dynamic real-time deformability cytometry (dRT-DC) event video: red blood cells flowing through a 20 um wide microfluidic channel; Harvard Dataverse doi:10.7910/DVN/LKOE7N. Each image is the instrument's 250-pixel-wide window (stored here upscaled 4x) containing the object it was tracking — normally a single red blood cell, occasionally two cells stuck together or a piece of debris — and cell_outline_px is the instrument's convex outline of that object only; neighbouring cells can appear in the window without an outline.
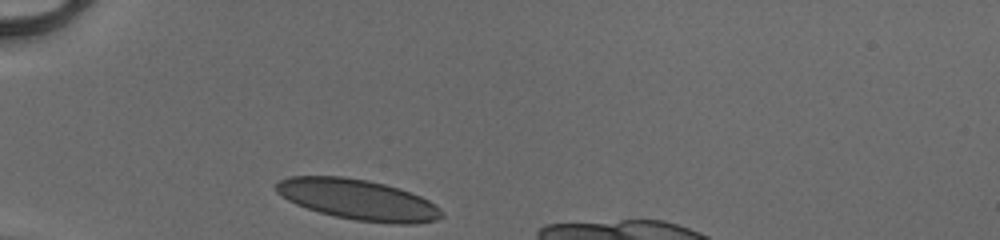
{"species": "human", "species_latin": "Homo sapiens", "temperature_condition": "cold", "stored_images_in_passage": 28, "camera_frame_rate_fps": 3000, "um_per_image_px": 0.085, "donor": {"sex": "male"}, "frame": {"image": 1, "passage_image": 1, "time_ms": 0.0, "image_size_px": [1000, 240], "cell_outline_px": [[444, 216], [436, 220], [416, 224], [396, 224], [356, 220], [336, 216], [320, 212], [296, 204], [288, 200], [276, 192], [276, 184], [280, 180], [288, 176], [340, 176], [368, 180], [384, 184], [420, 196], [436, 204], [444, 212]], "centroid_in_image_um": [30.45, 16.97], "position_along_channel_um": 54.5, "area_um2": 38.9}}
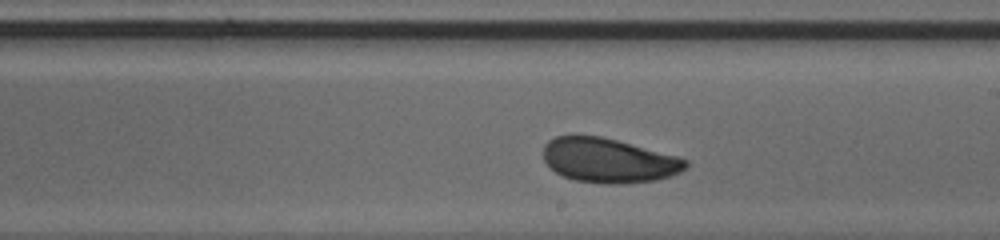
{"frame": {"image": 2, "passage_image": 16, "time_ms": 5.0, "image_size_px": [1000, 240], "cell_outline_px": [[688, 168], [672, 176], [656, 180], [624, 184], [604, 184], [576, 180], [564, 176], [556, 172], [544, 160], [544, 144], [548, 140], [556, 136], [572, 132], [600, 136], [616, 140], [676, 156], [688, 160]], "centroid_in_image_um": [51.71, 13.61], "position_along_channel_um": 237.3, "area_um2": 37.34}}
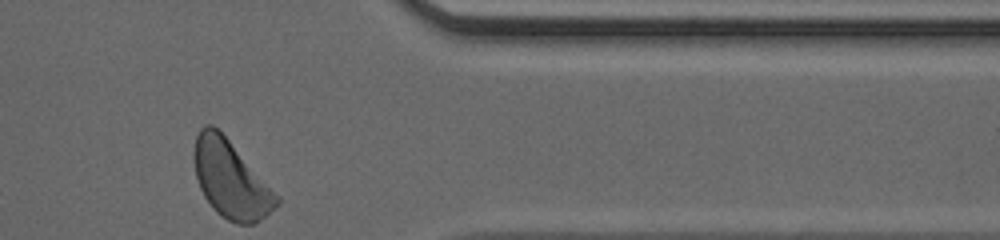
{"frame": {"image": 3, "passage_image": 28, "time_ms": 9.0, "image_size_px": [1000, 240], "cell_outline_px": [[280, 204], [256, 224], [236, 224], [220, 216], [212, 208], [204, 196], [200, 188], [196, 176], [192, 160], [192, 152], [196, 136], [200, 128], [204, 124], [212, 124], [228, 140], [280, 196]], "centroid_in_image_um": [19.6, 15.27], "position_along_channel_um": 391.8, "area_um2": 37.34}, "authors_computed_cell_mechanics": {"area_um2": 37.1943, "velocity_mm_per_s": 4.1006, "shape_relaxation_time_tau1_ms": 2.2032, "shape_relaxation_time_tau2_ms": 1.3743, "deformation_change_tau1": 0.0972, "deformation_change_tau2": 0.0767}}